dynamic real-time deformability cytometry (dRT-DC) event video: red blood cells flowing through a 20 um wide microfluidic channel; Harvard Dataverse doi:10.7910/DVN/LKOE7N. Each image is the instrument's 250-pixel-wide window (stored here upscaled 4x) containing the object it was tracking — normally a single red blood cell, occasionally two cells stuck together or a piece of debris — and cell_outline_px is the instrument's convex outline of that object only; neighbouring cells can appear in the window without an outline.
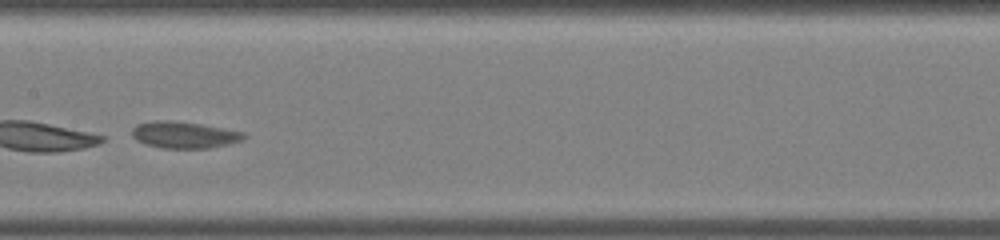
{"species": "common noctule bat (a hibernating species)", "species_latin": "Nyctalus noctula", "temperature_condition": "warm", "stored_images_in_passage": 31, "segment_of_instrument_passage": [2, 3], "camera_frame_rate_fps": 3000, "um_per_image_px": 0.085, "animal": {"sex": "male", "body_mass_g": 19.0, "forearm_length_mm": 50.8}, "frame": {"image": 1, "passage_image": 11, "time_ms": 3.333, "image_size_px": [1000, 240], "cell_outline_px": [[248, 136], [244, 140], [228, 144], [208, 148], [160, 148], [144, 144], [136, 140], [132, 136], [132, 128], [136, 124], [152, 120], [172, 120], [200, 124], [244, 132]], "centroid_in_image_um": [15.63, 11.46], "position_along_channel_um": 191.8, "area_um2": 17.57}}
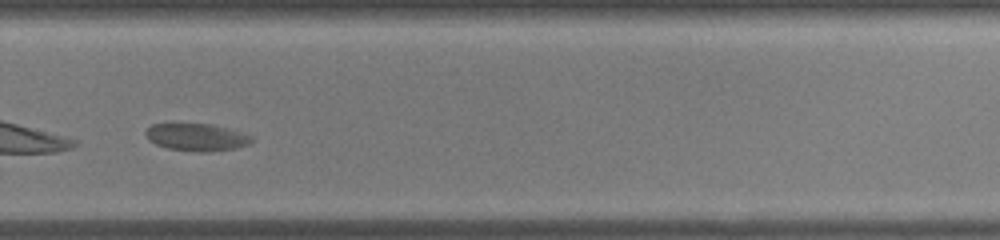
{"frame": {"image": 2, "passage_image": 18, "time_ms": 5.667, "image_size_px": [1000, 240], "cell_outline_px": [[256, 136], [248, 144], [236, 148], [208, 152], [196, 152], [168, 148], [156, 144], [148, 140], [144, 132], [152, 124], [212, 124]], "centroid_in_image_um": [16.73, 11.66], "position_along_channel_um": 313.1, "area_um2": 16.94}}
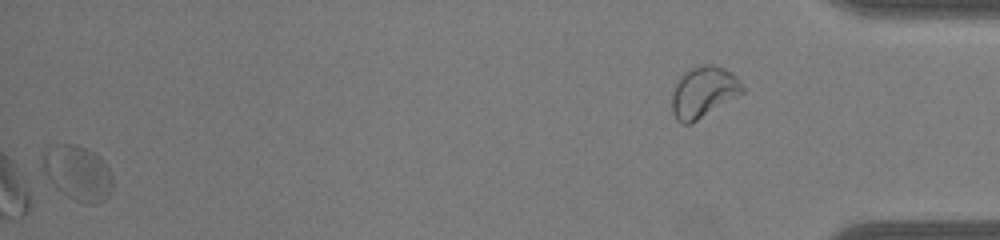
{"frame": {"image": 3, "passage_image": 30, "time_ms": 9.667, "image_size_px": [1000, 240], "cell_outline_px": [[112, 192], [104, 200], [96, 204], [88, 204], [76, 200], [68, 196], [56, 188], [40, 172], [40, 156], [44, 148], [52, 144], [76, 144], [100, 156], [108, 168], [112, 176]], "centroid_in_image_um": [6.52, 14.67], "position_along_channel_um": 428.7, "area_um2": 23.06}}